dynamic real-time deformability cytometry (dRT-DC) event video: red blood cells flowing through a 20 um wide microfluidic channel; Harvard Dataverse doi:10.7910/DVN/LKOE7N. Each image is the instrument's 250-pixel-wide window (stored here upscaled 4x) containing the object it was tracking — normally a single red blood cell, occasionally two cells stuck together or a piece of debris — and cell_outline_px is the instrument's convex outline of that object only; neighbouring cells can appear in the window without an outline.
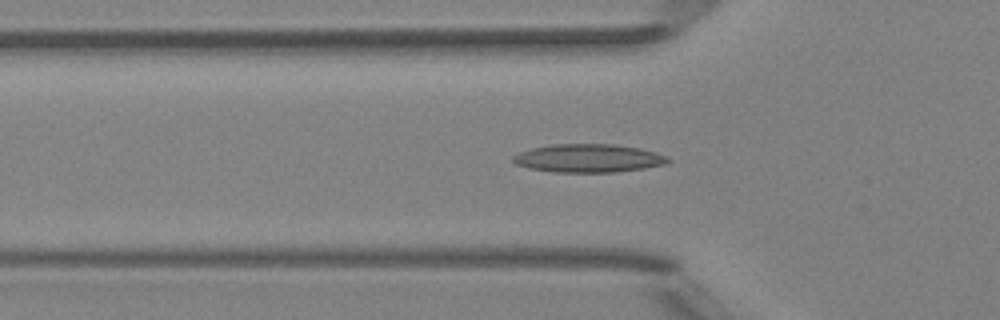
{"species": "Egyptian fruit bat (a non-hibernating species)", "species_latin": "Rousettus aegyptiacus", "temperature_condition": "room temperature", "stored_images_in_passage": 43, "camera_frame_rate_fps": 3000, "um_per_image_px": 0.085, "animal": {"sex": "female"}, "frame": {"image": 1, "passage_image": 10, "time_ms": 3.0, "image_size_px": [1000, 320], "cell_outline_px": [[672, 160], [664, 164], [644, 168], [616, 172], [552, 172], [528, 168], [516, 164], [512, 160], [512, 156], [520, 152], [532, 148], [552, 144], [612, 144], [640, 148], [656, 152], [668, 156]], "centroid_in_image_um": [50.02, 13.45], "position_along_channel_um": 75.8, "area_um2": 25.61}}
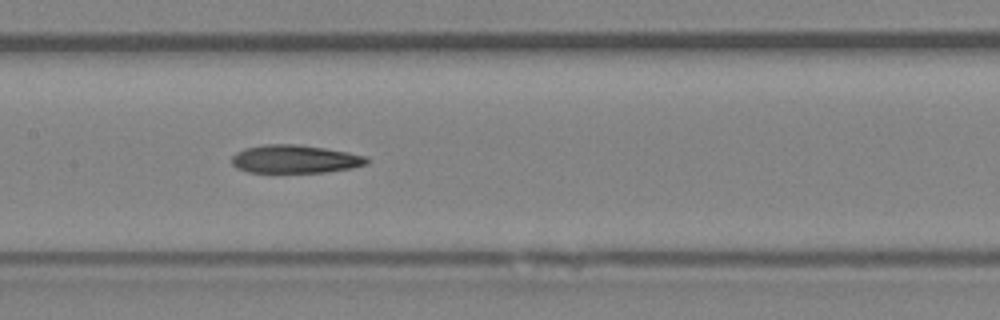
{"frame": {"image": 2, "passage_image": 18, "time_ms": 5.667, "image_size_px": [1000, 320], "cell_outline_px": [[368, 160], [364, 164], [352, 168], [324, 172], [248, 172], [236, 168], [232, 164], [232, 156], [236, 152], [244, 148], [264, 144], [296, 144], [324, 148], [348, 152], [364, 156]], "centroid_in_image_um": [25.01, 13.52], "position_along_channel_um": 182.4, "area_um2": 22.02}}
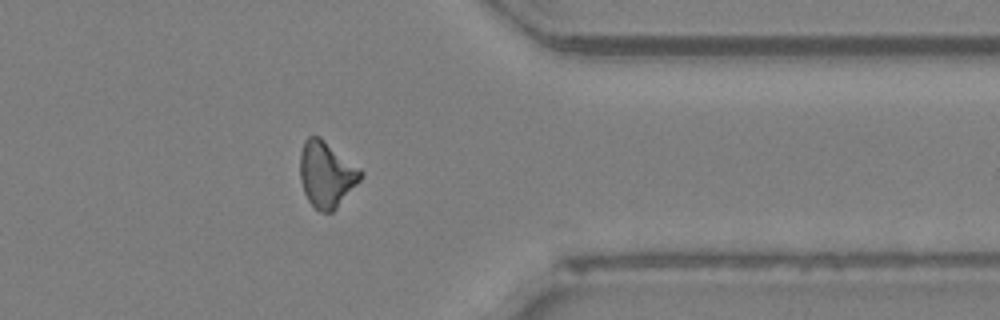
{"frame": {"image": 3, "passage_image": 34, "time_ms": 11.0, "image_size_px": [1000, 320], "cell_outline_px": [[364, 176], [336, 208], [332, 212], [320, 212], [308, 200], [304, 192], [300, 180], [300, 152], [304, 140], [308, 136], [320, 136], [360, 168], [364, 172]], "centroid_in_image_um": [27.75, 14.8], "position_along_channel_um": 383.7, "area_um2": 23.35}}